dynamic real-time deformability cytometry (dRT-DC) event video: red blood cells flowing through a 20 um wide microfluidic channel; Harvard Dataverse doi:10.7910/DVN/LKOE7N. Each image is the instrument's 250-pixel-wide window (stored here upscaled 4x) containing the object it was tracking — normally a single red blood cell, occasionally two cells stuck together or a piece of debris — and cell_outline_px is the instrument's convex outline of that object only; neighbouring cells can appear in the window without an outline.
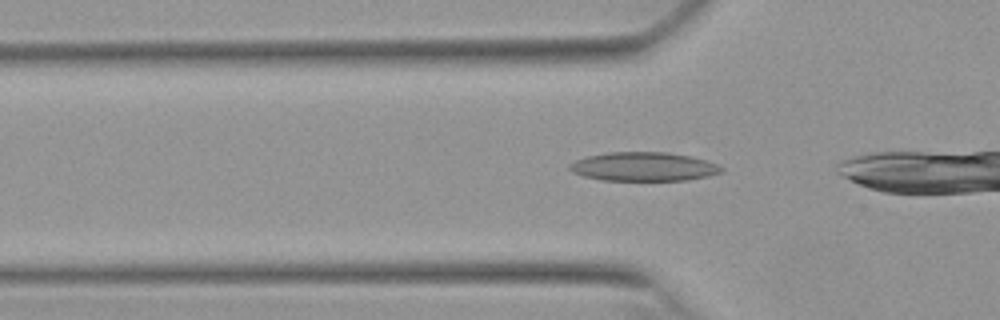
{"species": "Egyptian fruit bat (a non-hibernating species)", "species_latin": "Rousettus aegyptiacus", "temperature_condition": "warm", "stored_images_in_passage": 26, "camera_frame_rate_fps": 3000, "um_per_image_px": 0.085, "animal": {"sex": "female"}, "frame": {"image": 1, "passage_image": 2, "time_ms": 0.333, "image_size_px": [1000, 320], "cell_outline_px": [[724, 172], [708, 176], [688, 180], [604, 180], [584, 176], [572, 172], [568, 168], [568, 164], [576, 160], [588, 156], [608, 152], [668, 152], [692, 156], [716, 164], [724, 168]], "centroid_in_image_um": [54.72, 14.16], "position_along_channel_um": 71.1, "area_um2": 25.55}}
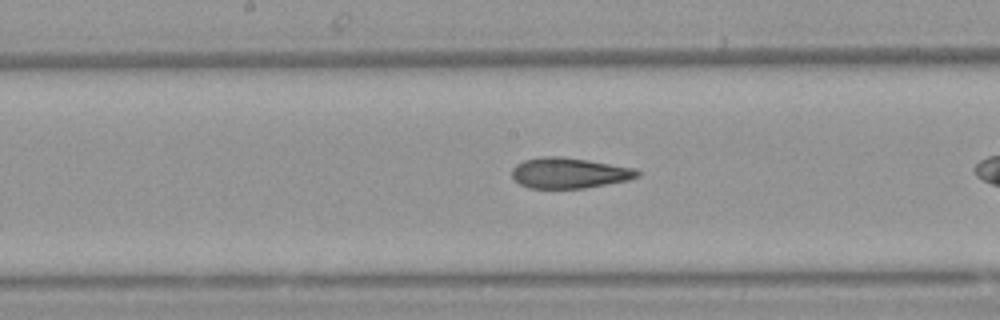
{"frame": {"image": 2, "passage_image": 12, "time_ms": 3.667, "image_size_px": [1000, 320], "cell_outline_px": [[640, 176], [628, 180], [584, 188], [528, 188], [520, 184], [512, 176], [512, 168], [516, 164], [524, 160], [540, 156], [560, 156], [588, 160], [636, 168], [640, 172]], "centroid_in_image_um": [48.38, 14.69], "position_along_channel_um": 199.8, "area_um2": 22.43}}
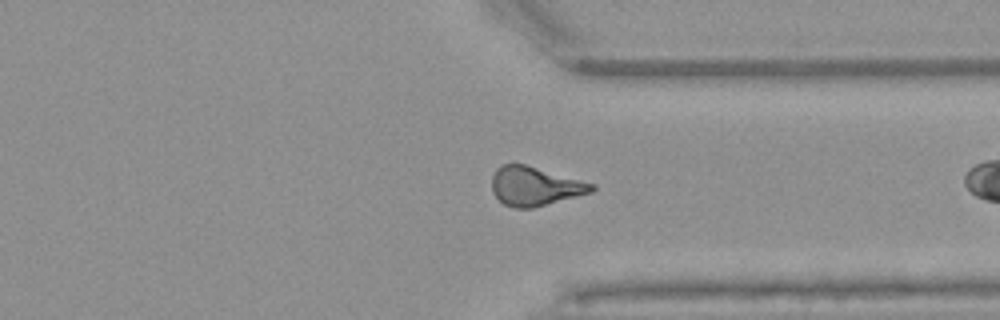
{"frame": {"image": 3, "passage_image": 25, "time_ms": 8.0, "image_size_px": [1000, 320], "cell_outline_px": [[596, 188], [592, 192], [532, 208], [516, 208], [504, 204], [492, 192], [492, 176], [496, 168], [500, 164], [524, 164], [596, 184]], "centroid_in_image_um": [45.46, 15.82], "position_along_channel_um": 365.9, "area_um2": 22.54}}